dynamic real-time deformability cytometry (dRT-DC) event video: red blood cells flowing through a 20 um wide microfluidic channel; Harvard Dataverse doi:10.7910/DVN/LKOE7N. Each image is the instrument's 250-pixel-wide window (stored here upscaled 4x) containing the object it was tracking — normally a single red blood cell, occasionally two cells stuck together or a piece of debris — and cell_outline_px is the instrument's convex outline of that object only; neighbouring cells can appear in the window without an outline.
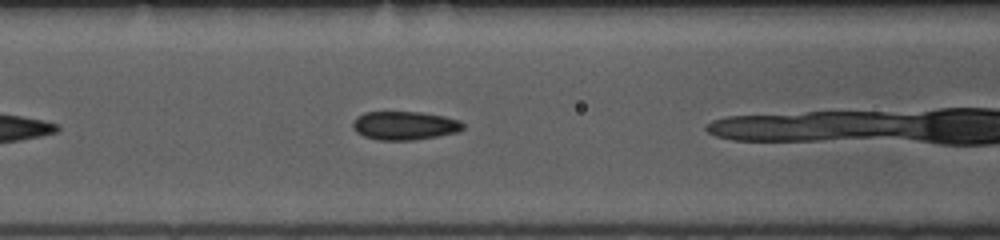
{"species": "common noctule bat (a hibernating species)", "species_latin": "Nyctalus noctula", "temperature_condition": "room temperature", "stored_images_in_passage": 19, "camera_frame_rate_fps": 3000, "um_per_image_px": 0.085, "animal": {"sex": "female", "body_mass_g": 10.0, "forearm_length_mm": 53.1}, "frame": {"image": 1, "passage_image": 6, "time_ms": 1.667, "image_size_px": [1000, 240], "cell_outline_px": [[464, 128], [460, 132], [412, 140], [380, 140], [364, 136], [356, 132], [352, 128], [352, 120], [356, 116], [364, 112], [420, 112], [444, 116], [460, 120], [464, 124]], "centroid_in_image_um": [34.38, 10.67], "position_along_channel_um": 132.2, "area_um2": 18.5}}
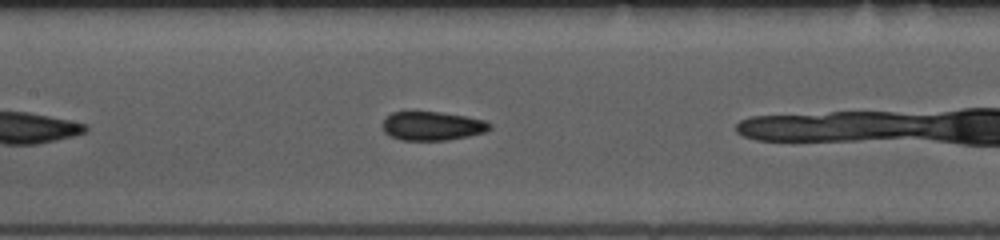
{"frame": {"image": 2, "passage_image": 9, "time_ms": 2.667, "image_size_px": [1000, 240], "cell_outline_px": [[492, 128], [484, 132], [468, 136], [448, 140], [404, 140], [392, 136], [384, 132], [384, 120], [392, 112], [440, 112], [464, 116], [484, 120], [492, 124]], "centroid_in_image_um": [36.78, 10.71], "position_along_channel_um": 170.6, "area_um2": 17.74}}